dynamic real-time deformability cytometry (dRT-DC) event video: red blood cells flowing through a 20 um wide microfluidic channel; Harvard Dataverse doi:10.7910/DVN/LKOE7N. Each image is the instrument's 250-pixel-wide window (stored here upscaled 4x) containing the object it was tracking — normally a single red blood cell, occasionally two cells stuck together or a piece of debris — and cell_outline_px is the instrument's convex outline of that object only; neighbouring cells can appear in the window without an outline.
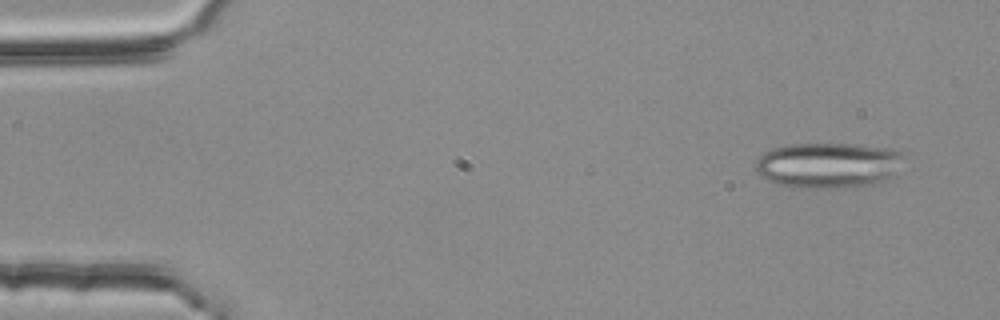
{"species": "common noctule bat (a hibernating species)", "species_latin": "Nyctalus noctula", "temperature_condition": "room temperature", "stored_images_in_passage": 3, "camera_frame_rate_fps": 3000, "um_per_image_px": 0.085, "animal": {"sex": "female", "body_mass_g": 25.1}, "frame": {"image": 1, "passage_image": 1, "time_ms": 0.0, "image_size_px": [1000, 320], "cell_outline_px": [[904, 156], [880, 184], [864, 188], [792, 188], [768, 180], [756, 172], [756, 160], [764, 152], [772, 148], [788, 144], [848, 144], [892, 148], [900, 152]], "centroid_in_image_um": [70.34, 14.06], "position_along_channel_um": 14.7, "area_um2": 39.42}}